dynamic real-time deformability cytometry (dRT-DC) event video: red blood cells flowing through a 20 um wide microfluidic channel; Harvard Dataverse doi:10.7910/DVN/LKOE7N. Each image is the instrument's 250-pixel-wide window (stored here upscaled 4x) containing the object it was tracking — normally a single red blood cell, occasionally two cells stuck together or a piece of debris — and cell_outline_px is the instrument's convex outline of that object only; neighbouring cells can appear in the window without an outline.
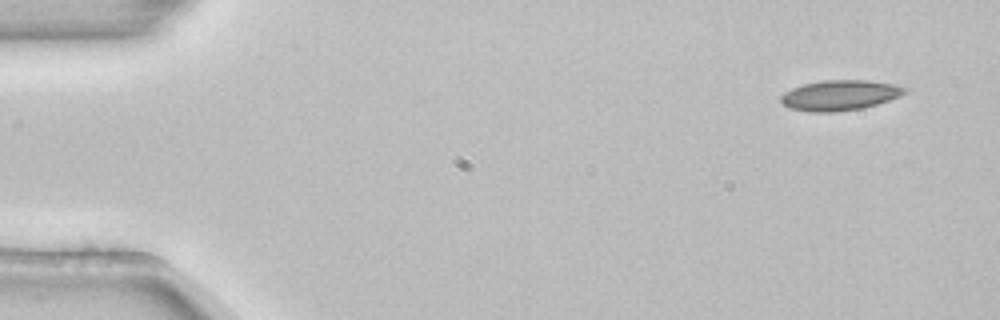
{"species": "common noctule bat (a hibernating species)", "species_latin": "Nyctalus noctula", "temperature_condition": "room temperature", "stored_images_in_passage": 3, "segment_of_instrument_passage": [2, 2], "camera_frame_rate_fps": 3000, "um_per_image_px": 0.085, "animal": {"sex": "female", "body_mass_g": 22.7, "forearm_length_mm": 54.2}, "frame": {"image": 1, "passage_image": 3, "time_ms": 0.667, "image_size_px": [1000, 320], "cell_outline_px": [[912, 88], [908, 92], [900, 96], [864, 108], [836, 112], [808, 112], [788, 108], [780, 100], [780, 96], [784, 92], [792, 88], [804, 84], [820, 80], [868, 80], [896, 84]], "centroid_in_image_um": [71.42, 8.09], "position_along_channel_um": 13.6, "area_um2": 22.25}}